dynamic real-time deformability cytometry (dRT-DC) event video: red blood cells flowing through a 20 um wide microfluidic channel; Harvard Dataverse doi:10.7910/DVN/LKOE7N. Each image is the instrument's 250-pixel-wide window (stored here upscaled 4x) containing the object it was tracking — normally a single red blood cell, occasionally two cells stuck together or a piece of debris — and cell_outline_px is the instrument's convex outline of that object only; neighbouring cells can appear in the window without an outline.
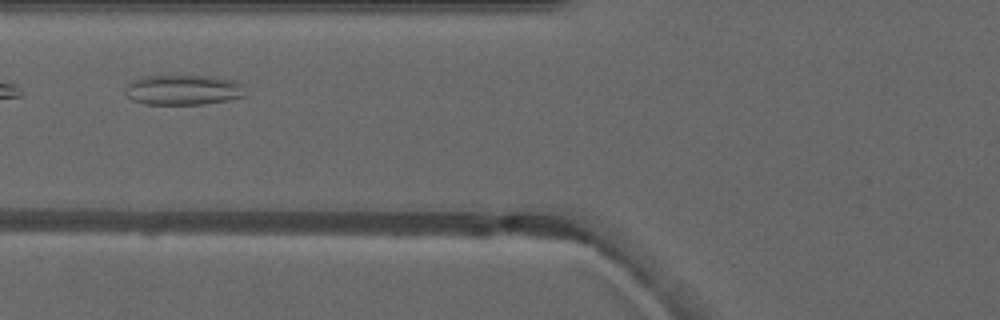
{"species": "common noctule bat (a hibernating species)", "species_latin": "Nyctalus noctula", "temperature_condition": "warm", "stored_images_in_passage": 3, "camera_frame_rate_fps": 3000, "um_per_image_px": 0.085, "animal": {"sex": "male", "forearm_length_mm": 52.5}, "frame": {"image": 1, "passage_image": 3, "time_ms": 2.333, "image_size_px": [1000, 320], "cell_outline_px": [[244, 96], [204, 104], [144, 104], [132, 100], [124, 92], [128, 84], [132, 80], [140, 76], [216, 76], [236, 80], [244, 84]], "centroid_in_image_um": [15.57, 7.62], "position_along_channel_um": 110.2, "area_um2": 21.21}}